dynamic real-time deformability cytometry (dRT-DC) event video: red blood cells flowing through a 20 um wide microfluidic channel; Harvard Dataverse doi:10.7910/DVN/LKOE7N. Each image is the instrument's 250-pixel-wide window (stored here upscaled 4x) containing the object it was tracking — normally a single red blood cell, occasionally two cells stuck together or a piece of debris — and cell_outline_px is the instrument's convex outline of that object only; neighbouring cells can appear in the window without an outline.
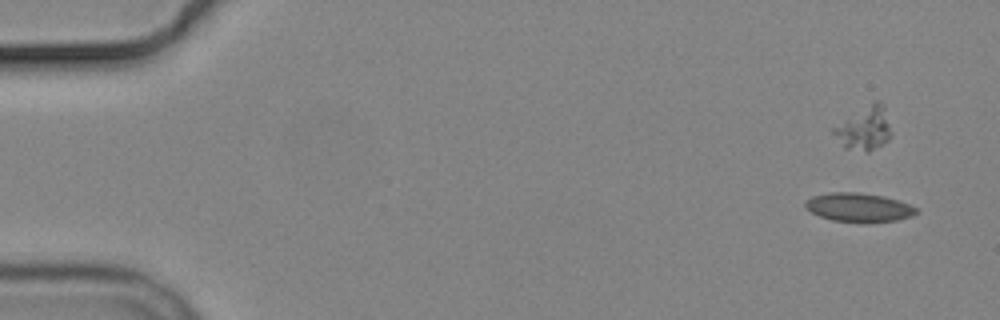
{"species": "common noctule bat (a hibernating species)", "species_latin": "Nyctalus noctula", "temperature_condition": "cold", "stored_images_in_passage": 2, "camera_frame_rate_fps": 3000, "um_per_image_px": 0.085, "animal": {"sex": "male", "body_mass_g": 19.2, "forearm_length_mm": 51.8}, "frame": {"image": 1, "passage_image": 2, "time_ms": 2.333, "image_size_px": [1000, 320], "cell_outline_px": [[920, 212], [912, 216], [896, 220], [868, 224], [832, 220], [820, 216], [804, 208], [804, 200], [812, 196], [828, 192], [856, 192], [884, 196], [900, 200], [916, 208]], "centroid_in_image_um": [72.99, 17.64], "position_along_channel_um": 12.0, "area_um2": 19.13}}